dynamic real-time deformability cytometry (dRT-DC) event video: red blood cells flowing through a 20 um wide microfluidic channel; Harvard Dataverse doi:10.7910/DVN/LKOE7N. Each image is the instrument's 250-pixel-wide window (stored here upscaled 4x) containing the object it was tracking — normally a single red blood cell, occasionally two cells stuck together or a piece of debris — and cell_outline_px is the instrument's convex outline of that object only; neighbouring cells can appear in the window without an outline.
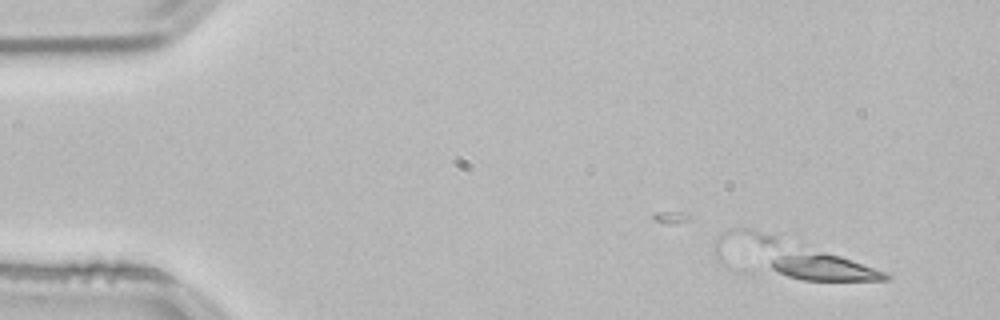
{"species": "common noctule bat (a hibernating species)", "species_latin": "Nyctalus noctula", "temperature_condition": "room temperature", "stored_images_in_passage": 3, "camera_frame_rate_fps": 3000, "um_per_image_px": 0.085, "animal": {"sex": "male", "body_mass_g": 21.5, "forearm_length_mm": 52.0}, "frame": {"image": 1, "passage_image": 3, "time_ms": 0.667, "image_size_px": [1000, 320], "cell_outline_px": [[892, 276], [888, 280], [804, 280], [788, 276], [772, 268], [772, 260], [780, 252], [824, 252], [840, 256], [884, 272]], "centroid_in_image_um": [70.06, 22.73], "position_along_channel_um": 14.9, "area_um2": 17.51}}